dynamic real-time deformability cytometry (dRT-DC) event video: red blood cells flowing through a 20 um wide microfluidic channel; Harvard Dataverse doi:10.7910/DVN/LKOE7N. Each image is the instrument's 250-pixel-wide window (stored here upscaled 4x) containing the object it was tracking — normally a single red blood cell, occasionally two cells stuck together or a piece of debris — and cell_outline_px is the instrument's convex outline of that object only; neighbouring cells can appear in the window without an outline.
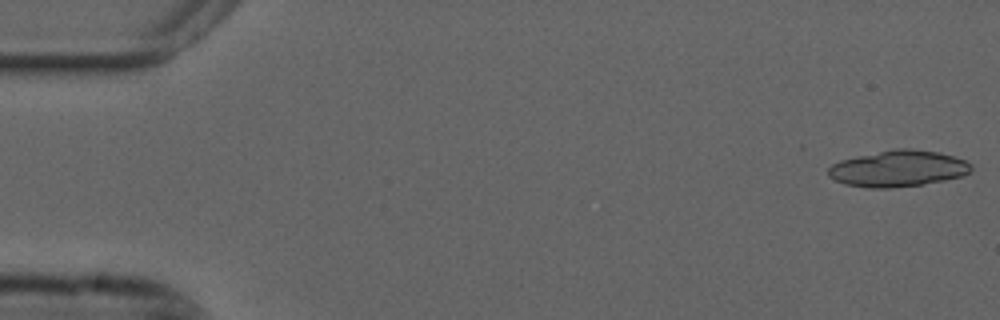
{"species": "common noctule bat (a hibernating species)", "species_latin": "Nyctalus noctula", "temperature_condition": "cold", "stored_images_in_passage": 19, "camera_frame_rate_fps": 3000, "um_per_image_px": 0.085, "animal": {"sex": "male", "forearm_length_mm": 52.5}, "frame": {"image": 1, "passage_image": 1, "time_ms": 0.0, "image_size_px": [1000, 320], "cell_outline_px": [[972, 168], [964, 176], [924, 184], [892, 188], [864, 188], [844, 184], [828, 176], [828, 168], [832, 164], [840, 160], [896, 148], [908, 148], [940, 152], [964, 160], [972, 164]], "centroid_in_image_um": [76.33, 14.34], "position_along_channel_um": 8.7, "area_um2": 30.29}}